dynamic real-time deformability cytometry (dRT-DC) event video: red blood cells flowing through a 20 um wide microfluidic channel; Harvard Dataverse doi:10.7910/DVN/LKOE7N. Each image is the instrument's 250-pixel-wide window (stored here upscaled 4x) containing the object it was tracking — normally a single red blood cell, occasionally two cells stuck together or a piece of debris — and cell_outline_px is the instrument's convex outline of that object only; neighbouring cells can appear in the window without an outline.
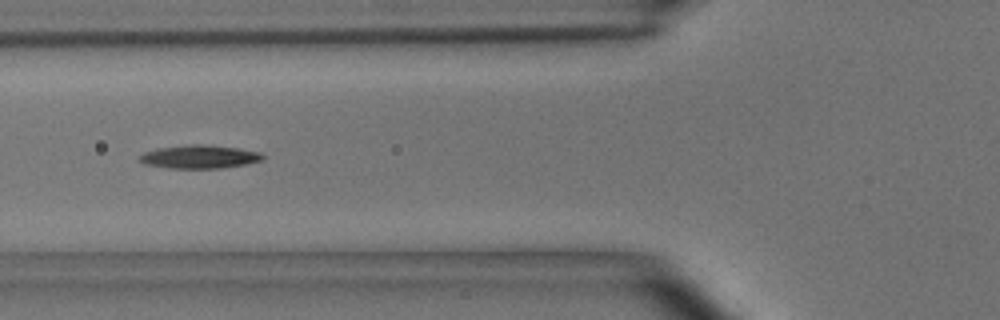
{"species": "common noctule bat (a hibernating species)", "species_latin": "Nyctalus noctula", "temperature_condition": "room temperature", "stored_images_in_passage": 15, "segment_of_instrument_passage": [1, 2], "camera_frame_rate_fps": 3000, "um_per_image_px": 0.085, "animal": {"sex": "male", "body_mass_g": 15.6}, "frame": {"image": 1, "passage_image": 5, "time_ms": 1.333, "image_size_px": [1000, 320], "cell_outline_px": [[264, 160], [244, 164], [220, 168], [168, 168], [144, 164], [136, 160], [144, 152], [156, 148], [188, 144], [204, 144], [240, 148], [260, 152], [264, 156]], "centroid_in_image_um": [16.92, 13.31], "position_along_channel_um": 108.9, "area_um2": 16.94}}
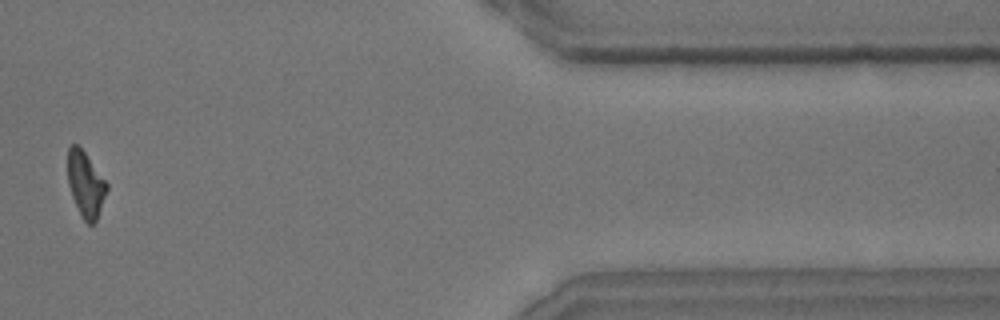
{"frame": {"image": 2, "passage_image": 13, "time_ms": 4.0, "image_size_px": [1000, 320], "cell_outline_px": [[108, 188], [96, 220], [92, 224], [88, 224], [84, 220], [72, 196], [68, 184], [68, 148], [72, 144], [76, 144], [84, 152], [108, 184]], "centroid_in_image_um": [7.27, 15.65], "position_along_channel_um": 404.1, "area_um2": 14.45}}